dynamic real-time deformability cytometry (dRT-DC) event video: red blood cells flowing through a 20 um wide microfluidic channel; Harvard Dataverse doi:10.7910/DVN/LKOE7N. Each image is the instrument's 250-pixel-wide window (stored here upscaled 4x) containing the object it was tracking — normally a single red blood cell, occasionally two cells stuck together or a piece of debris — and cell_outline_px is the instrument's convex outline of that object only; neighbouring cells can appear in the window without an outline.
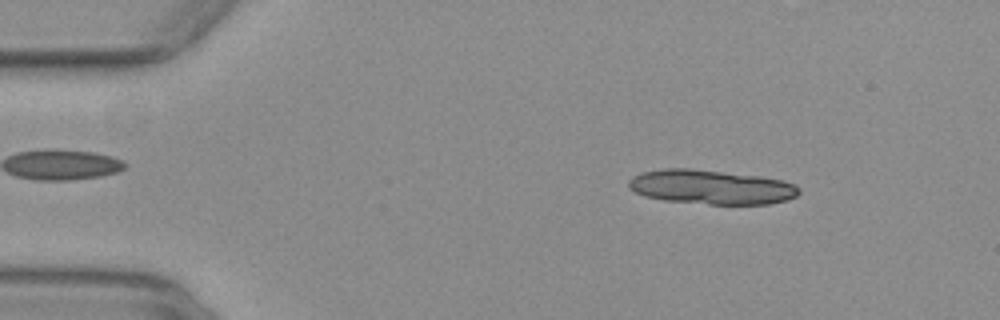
{"species": "common noctule bat (a hibernating species)", "species_latin": "Nyctalus noctula", "temperature_condition": "warm", "stored_images_in_passage": 15, "camera_frame_rate_fps": 3000, "um_per_image_px": 0.085, "animal": {"sex": "female", "body_mass_g": 29.2, "forearm_length_mm": 56.3}, "frame": {"image": 1, "passage_image": 7, "time_ms": 2.0, "image_size_px": [1000, 320], "cell_outline_px": [[800, 192], [796, 196], [788, 200], [768, 204], [708, 204], [664, 200], [644, 196], [628, 188], [628, 180], [632, 176], [640, 172], [664, 168], [692, 168], [760, 176], [780, 180], [792, 184], [800, 188]], "centroid_in_image_um": [60.41, 15.89], "position_along_channel_um": 24.6, "area_um2": 34.28}}